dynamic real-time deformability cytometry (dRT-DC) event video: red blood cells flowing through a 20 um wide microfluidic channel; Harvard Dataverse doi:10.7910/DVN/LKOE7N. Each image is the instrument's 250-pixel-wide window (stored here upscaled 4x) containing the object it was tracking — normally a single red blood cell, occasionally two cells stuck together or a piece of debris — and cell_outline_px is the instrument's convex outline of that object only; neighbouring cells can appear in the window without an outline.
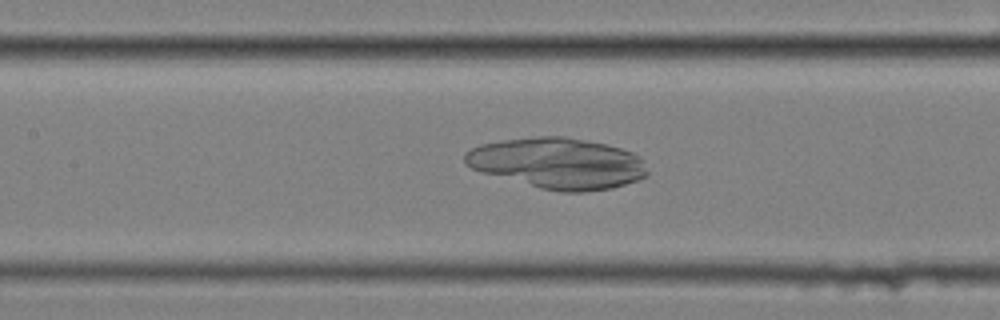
{"species": "common noctule bat (a hibernating species)", "species_latin": "Nyctalus noctula", "temperature_condition": "cold", "stored_images_in_passage": 49, "camera_frame_rate_fps": 3000, "um_per_image_px": 0.085, "animal": {"sex": "female", "body_mass_g": 25.1}, "frame": {"image": 1, "passage_image": 28, "time_ms": 9.0, "image_size_px": [1000, 320], "cell_outline_px": [[644, 176], [620, 184], [604, 188], [548, 188], [488, 172], [476, 168], [468, 164], [468, 152], [476, 148], [488, 144], [512, 140], [572, 140], [600, 144], [616, 148], [628, 152]], "centroid_in_image_um": [47.34, 13.87], "position_along_channel_um": 160.1, "area_um2": 46.93}}
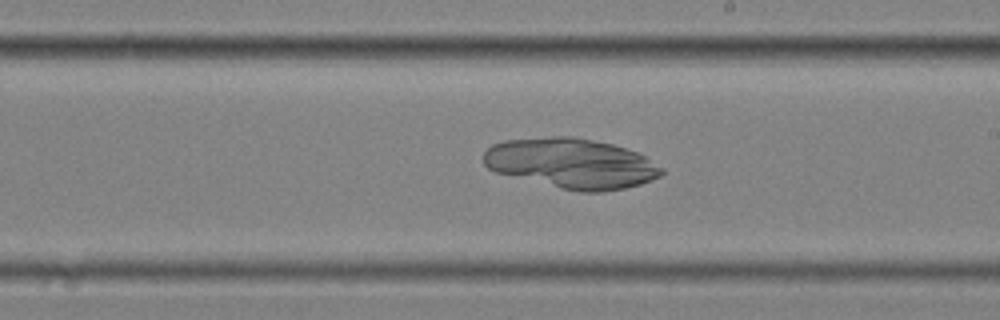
{"frame": {"image": 2, "passage_image": 35, "time_ms": 11.333, "image_size_px": [1000, 320], "cell_outline_px": [[660, 172], [656, 176], [648, 180], [636, 184], [620, 188], [564, 188], [500, 172], [492, 168], [484, 160], [484, 152], [488, 148], [496, 144], [512, 140], [584, 140], [608, 144], [632, 152], [640, 156]], "centroid_in_image_um": [48.47, 13.89], "position_along_channel_um": 240.5, "area_um2": 46.3}}
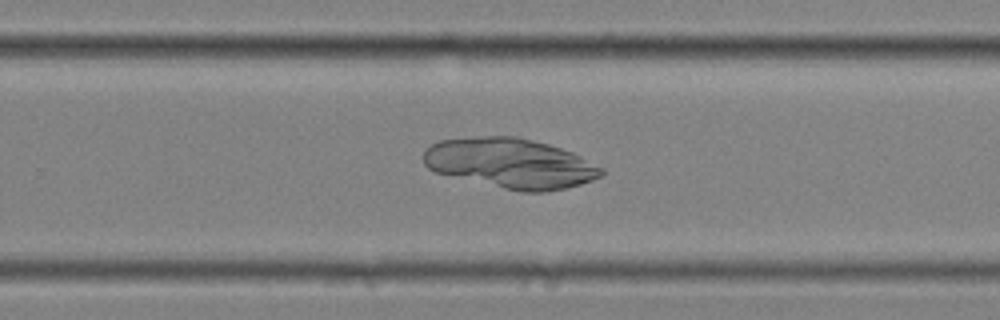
{"frame": {"image": 3, "passage_image": 39, "time_ms": 12.667, "image_size_px": [1000, 320], "cell_outline_px": [[604, 172], [588, 180], [576, 184], [560, 188], [508, 188], [440, 172], [432, 168], [424, 160], [424, 152], [428, 148], [444, 140], [496, 136], [524, 140], [544, 144], [568, 152]], "centroid_in_image_um": [43.28, 13.84], "position_along_channel_um": 286.5, "area_um2": 46.93}}